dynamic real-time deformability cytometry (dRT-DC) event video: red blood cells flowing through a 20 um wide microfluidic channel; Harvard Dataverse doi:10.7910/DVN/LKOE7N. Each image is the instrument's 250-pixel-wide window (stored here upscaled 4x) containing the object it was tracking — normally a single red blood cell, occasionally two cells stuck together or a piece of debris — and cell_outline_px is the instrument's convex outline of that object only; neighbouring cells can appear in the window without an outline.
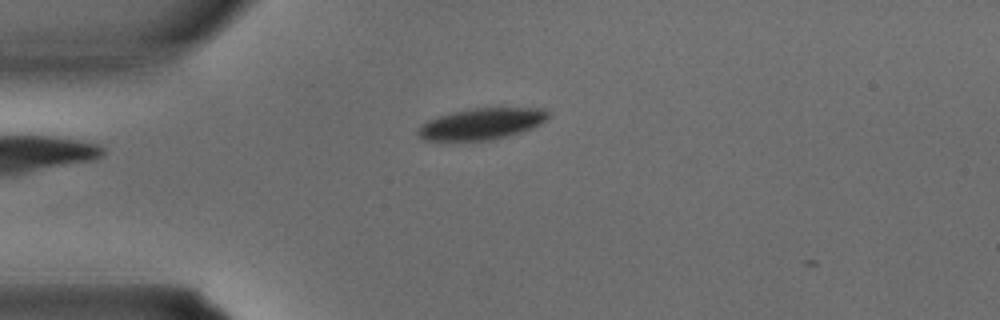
{"species": "common noctule bat (a hibernating species)", "species_latin": "Nyctalus noctula", "temperature_condition": "warm", "stored_images_in_passage": 2, "camera_frame_rate_fps": 3000, "um_per_image_px": 0.085, "animal": {"sex": "male", "body_mass_g": 15.6}, "frame": {"image": 1, "passage_image": 1, "time_ms": 0.0, "image_size_px": [1000, 320], "cell_outline_px": [[552, 112], [540, 124], [532, 128], [508, 136], [488, 140], [424, 140], [416, 136], [416, 128], [428, 120], [436, 116], [452, 112], [472, 108], [544, 108]], "centroid_in_image_um": [40.9, 10.52], "position_along_channel_um": 44.1, "area_um2": 23.87}}